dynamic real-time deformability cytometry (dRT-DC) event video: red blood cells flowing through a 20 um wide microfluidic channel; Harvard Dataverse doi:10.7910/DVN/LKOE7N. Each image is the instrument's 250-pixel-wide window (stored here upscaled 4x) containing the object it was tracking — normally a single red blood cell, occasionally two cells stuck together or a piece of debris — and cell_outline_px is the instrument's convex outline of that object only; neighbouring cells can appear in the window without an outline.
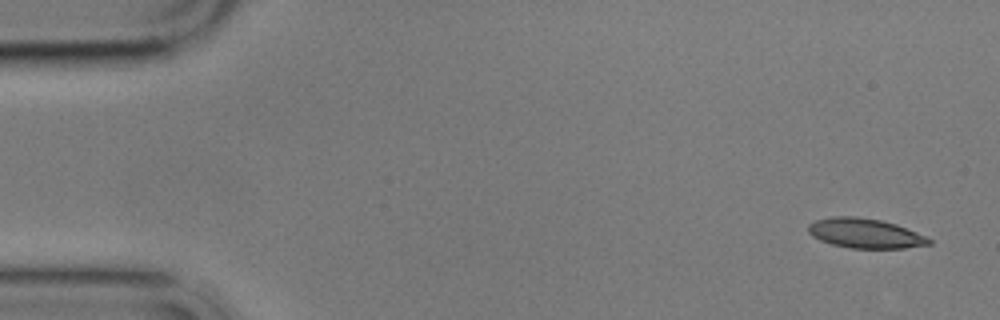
{"species": "common noctule bat (a hibernating species)", "species_latin": "Nyctalus noctula", "temperature_condition": "cold", "stored_images_in_passage": 14, "camera_frame_rate_fps": 3000, "um_per_image_px": 0.085, "animal": {"sex": "male", "body_mass_g": 17.9}, "frame": {"image": 1, "passage_image": 1, "time_ms": 0.0, "image_size_px": [1000, 320], "cell_outline_px": [[932, 244], [904, 248], [852, 248], [832, 244], [820, 240], [812, 236], [808, 232], [808, 224], [816, 220], [832, 216], [856, 216], [880, 220], [896, 224], [916, 232], [932, 240]], "centroid_in_image_um": [73.52, 19.82], "position_along_channel_um": 11.5, "area_um2": 20.81}}
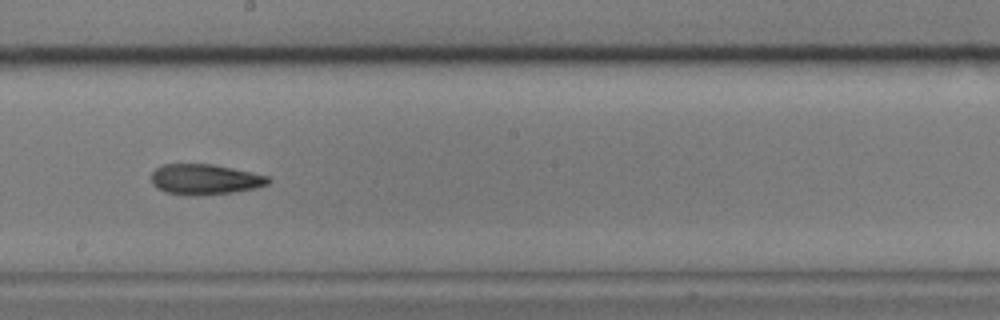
{"frame": {"image": 2, "passage_image": 8, "time_ms": 9.667, "image_size_px": [1000, 320], "cell_outline_px": [[272, 180], [268, 184], [256, 188], [232, 192], [196, 196], [192, 196], [164, 192], [156, 188], [152, 184], [152, 172], [156, 168], [164, 164], [212, 164], [252, 172], [268, 176]], "centroid_in_image_um": [17.41, 15.25], "position_along_channel_um": 230.8, "area_um2": 20.87}}
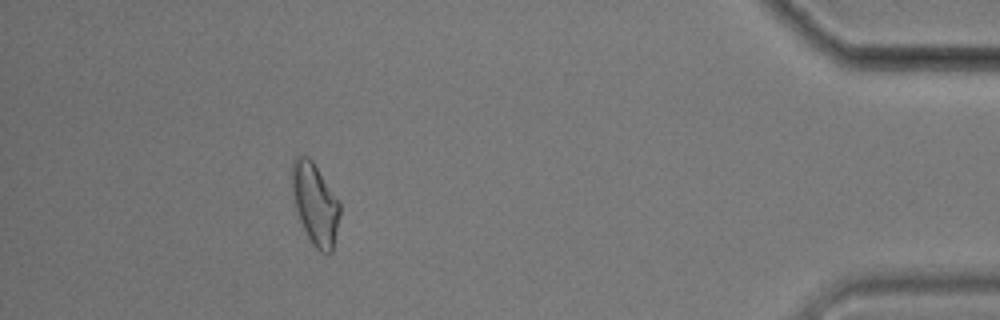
{"frame": {"image": 3, "passage_image": 13, "time_ms": 16.333, "image_size_px": [1000, 320], "cell_outline_px": [[340, 216], [332, 252], [320, 252], [312, 244], [300, 220], [296, 208], [292, 192], [292, 160], [296, 156], [308, 156], [312, 160], [340, 200]], "centroid_in_image_um": [26.8, 17.3], "position_along_channel_um": 408.4, "area_um2": 22.72}, "authors_computed_cell_mechanics": {"area_um2": 21.1548, "velocity_mm_per_s": 3.4792, "shape_relaxation_time_tau1_ms": null, "shape_relaxation_time_tau2_ms": 5.1903, "deformation_change_tau1": null, "deformation_change_tau2": 0.1286}}